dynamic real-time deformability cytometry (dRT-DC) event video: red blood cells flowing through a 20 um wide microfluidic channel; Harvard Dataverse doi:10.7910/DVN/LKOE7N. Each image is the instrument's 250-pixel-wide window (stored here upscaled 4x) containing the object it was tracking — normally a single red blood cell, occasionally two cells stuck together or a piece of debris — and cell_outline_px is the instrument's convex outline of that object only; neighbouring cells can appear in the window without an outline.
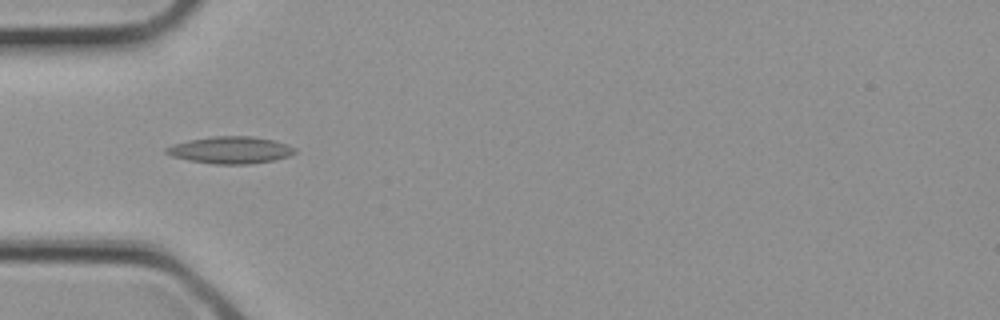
{"species": "common noctule bat (a hibernating species)", "species_latin": "Nyctalus noctula", "temperature_condition": "cold", "stored_images_in_passage": 2, "camera_frame_rate_fps": 3000, "um_per_image_px": 0.085, "animal": {"sex": "female", "body_mass_g": 21.9}, "frame": {"image": 1, "passage_image": 2, "time_ms": 0.333, "image_size_px": [1000, 320], "cell_outline_px": [[296, 152], [288, 156], [272, 160], [248, 164], [212, 164], [188, 160], [172, 156], [164, 152], [164, 148], [188, 140], [212, 136], [252, 136], [276, 140], [288, 144], [296, 148]], "centroid_in_image_um": [19.6, 12.74], "position_along_channel_um": 65.4, "area_um2": 20.29}}